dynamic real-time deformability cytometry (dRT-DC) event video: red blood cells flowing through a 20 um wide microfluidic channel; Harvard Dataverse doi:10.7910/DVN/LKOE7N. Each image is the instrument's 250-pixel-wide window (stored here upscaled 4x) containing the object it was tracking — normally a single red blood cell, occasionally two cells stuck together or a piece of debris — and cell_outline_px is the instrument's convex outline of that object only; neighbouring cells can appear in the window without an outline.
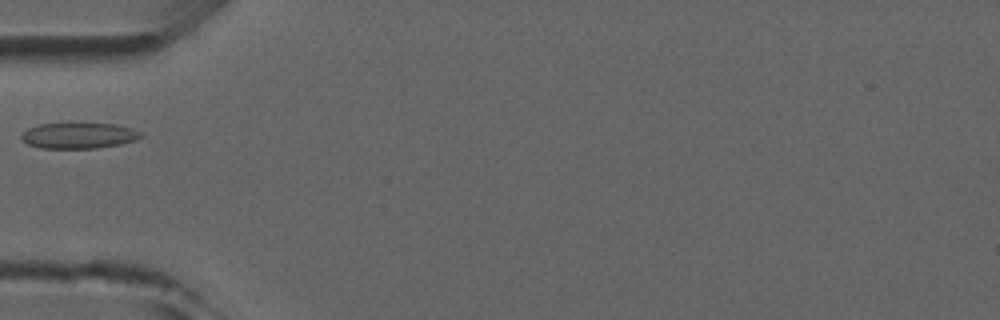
{"species": "common noctule bat (a hibernating species)", "species_latin": "Nyctalus noctula", "temperature_condition": "room temperature", "stored_images_in_passage": 4, "camera_frame_rate_fps": 3000, "um_per_image_px": 0.085, "animal": {"sex": "male", "forearm_length_mm": 52.5}, "frame": {"image": 1, "passage_image": 4, "time_ms": 3.333, "image_size_px": [1000, 320], "cell_outline_px": [[144, 136], [136, 140], [120, 144], [96, 148], [40, 148], [28, 144], [20, 140], [20, 136], [28, 128], [40, 124], [76, 120], [116, 124], [132, 128], [140, 132]], "centroid_in_image_um": [6.68, 11.47], "position_along_channel_um": 78.3, "area_um2": 18.96}}